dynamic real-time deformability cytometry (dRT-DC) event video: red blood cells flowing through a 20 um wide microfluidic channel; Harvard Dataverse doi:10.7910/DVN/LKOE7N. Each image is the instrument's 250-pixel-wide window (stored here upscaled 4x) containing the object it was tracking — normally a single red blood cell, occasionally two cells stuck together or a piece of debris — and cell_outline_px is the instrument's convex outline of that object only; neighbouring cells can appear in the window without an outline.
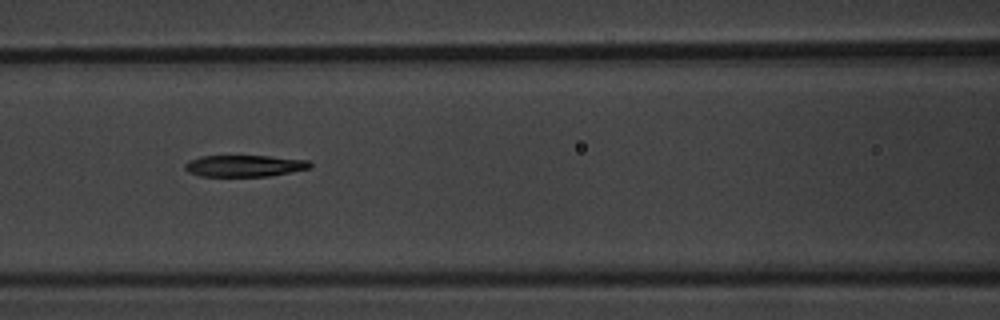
{"species": "common noctule bat (a hibernating species)", "species_latin": "Nyctalus noctula", "temperature_condition": "warm", "stored_images_in_passage": 4, "camera_frame_rate_fps": 3000, "um_per_image_px": 0.085, "animal": {"sex": "male", "body_mass_g": 20.1, "forearm_length_mm": 53.5}, "frame": {"image": 1, "passage_image": 3, "time_ms": 2.333, "image_size_px": [1000, 320], "cell_outline_px": [[312, 168], [268, 176], [200, 176], [188, 172], [184, 168], [184, 164], [188, 160], [200, 156], [268, 156], [308, 160], [312, 164]], "centroid_in_image_um": [20.76, 14.09], "position_along_channel_um": 145.8, "area_um2": 15.78}}
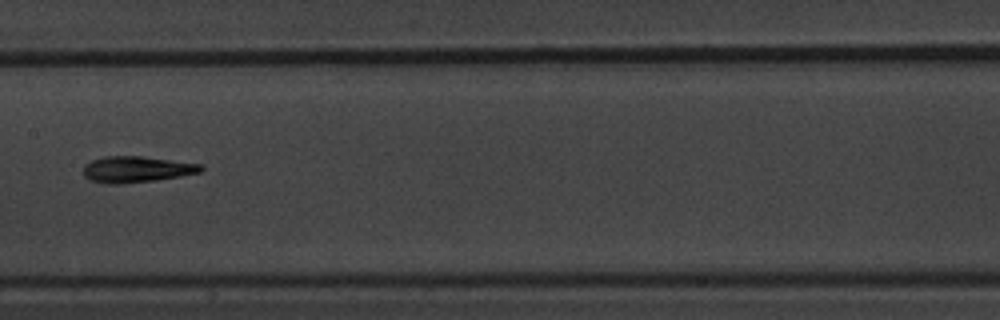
{"frame": {"image": 2, "passage_image": 4, "time_ms": 3.667, "image_size_px": [1000, 320], "cell_outline_px": [[204, 168], [200, 172], [180, 176], [152, 180], [120, 184], [108, 184], [88, 180], [84, 176], [84, 164], [92, 160], [104, 156], [140, 156], [204, 164]], "centroid_in_image_um": [11.59, 14.39], "position_along_channel_um": 195.8, "area_um2": 17.92}}